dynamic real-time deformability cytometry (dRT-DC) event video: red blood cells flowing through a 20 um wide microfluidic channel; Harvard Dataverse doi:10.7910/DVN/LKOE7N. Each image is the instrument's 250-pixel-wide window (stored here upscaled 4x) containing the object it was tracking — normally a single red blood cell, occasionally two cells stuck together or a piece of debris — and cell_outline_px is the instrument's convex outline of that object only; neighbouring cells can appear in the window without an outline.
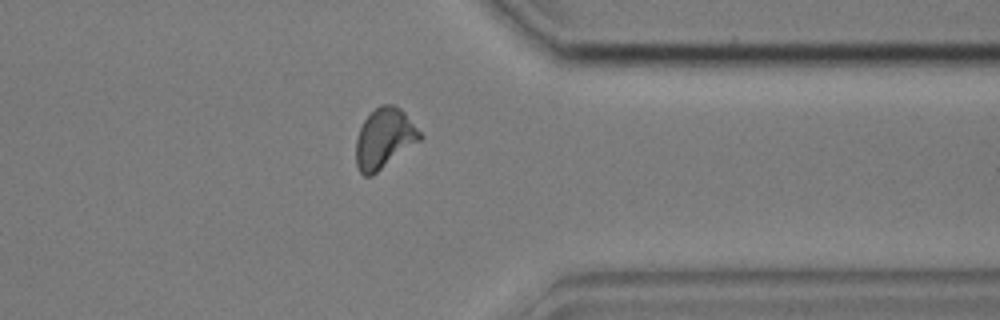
{"species": "common noctule bat (a hibernating species)", "species_latin": "Nyctalus noctula", "temperature_condition": "cold", "stored_images_in_passage": 41, "camera_frame_rate_fps": 3000, "um_per_image_px": 0.085, "animal": {"sex": "male", "body_mass_g": 17.9, "forearm_length_mm": 54.2}, "frame": {"image": 1, "passage_image": 35, "time_ms": 11.333, "image_size_px": [1000, 320], "cell_outline_px": [[424, 136], [420, 140], [372, 176], [364, 176], [360, 172], [356, 164], [356, 140], [360, 128], [364, 120], [380, 104], [392, 104], [400, 108], [404, 112]], "centroid_in_image_um": [32.66, 11.77], "position_along_channel_um": 378.7, "area_um2": 22.2}, "authors_computed_cell_mechanics": {"area_um2": 21.7906, "velocity_mm_per_s": 3.595, "shape_relaxation_time_tau1_ms": 5.6429, "shape_relaxation_time_tau2_ms": 2.1904, "deformation_change_tau1": 0.1405, "deformation_change_tau2": 0.08}}